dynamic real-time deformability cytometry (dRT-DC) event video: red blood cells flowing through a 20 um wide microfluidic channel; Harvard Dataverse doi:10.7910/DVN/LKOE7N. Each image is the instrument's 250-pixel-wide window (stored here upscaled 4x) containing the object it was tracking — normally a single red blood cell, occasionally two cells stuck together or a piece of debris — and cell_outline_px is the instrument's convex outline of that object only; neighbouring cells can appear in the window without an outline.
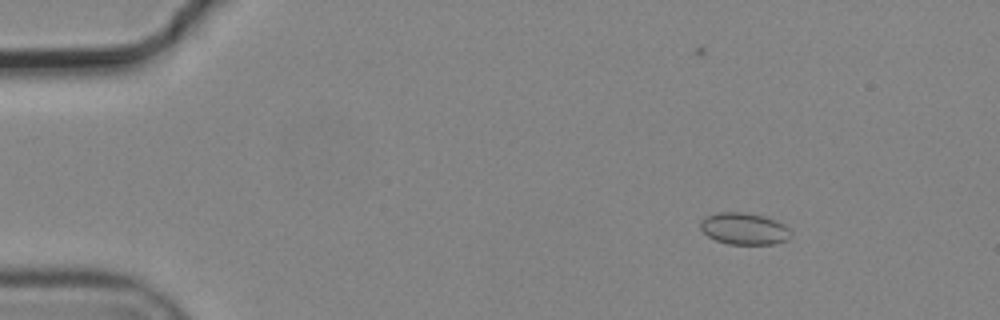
{"species": "common noctule bat (a hibernating species)", "species_latin": "Nyctalus noctula", "temperature_condition": "cold", "stored_images_in_passage": 17, "camera_frame_rate_fps": 3000, "um_per_image_px": 0.085, "animal": {"sex": "male", "body_mass_g": 19.2, "forearm_length_mm": 51.8}, "frame": {"image": 1, "passage_image": 7, "time_ms": 2.0, "image_size_px": [1000, 320], "cell_outline_px": [[792, 236], [788, 240], [776, 244], [728, 244], [716, 240], [708, 236], [700, 228], [700, 220], [716, 212], [744, 212], [764, 216], [776, 220], [784, 224], [792, 232]], "centroid_in_image_um": [63.29, 19.44], "position_along_channel_um": 21.7, "area_um2": 16.94}}
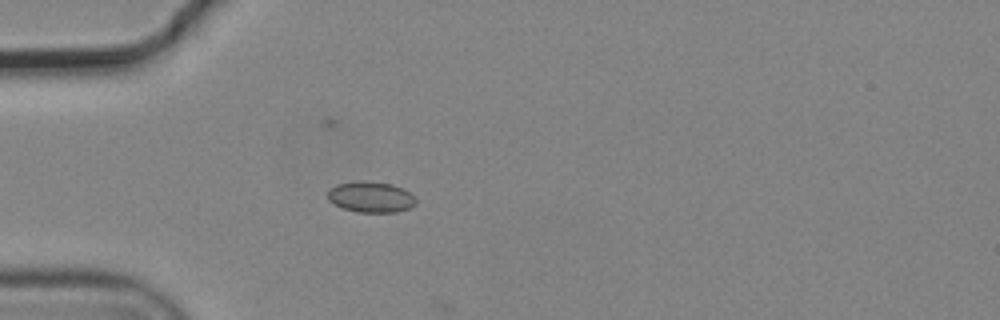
{"frame": {"image": 2, "passage_image": 16, "time_ms": 5.0, "image_size_px": [1000, 320], "cell_outline_px": [[416, 204], [408, 208], [396, 212], [356, 212], [344, 208], [328, 200], [328, 188], [336, 184], [360, 180], [364, 180], [392, 184], [404, 188], [416, 200]], "centroid_in_image_um": [31.5, 16.73], "position_along_channel_um": 53.5, "area_um2": 15.9}}